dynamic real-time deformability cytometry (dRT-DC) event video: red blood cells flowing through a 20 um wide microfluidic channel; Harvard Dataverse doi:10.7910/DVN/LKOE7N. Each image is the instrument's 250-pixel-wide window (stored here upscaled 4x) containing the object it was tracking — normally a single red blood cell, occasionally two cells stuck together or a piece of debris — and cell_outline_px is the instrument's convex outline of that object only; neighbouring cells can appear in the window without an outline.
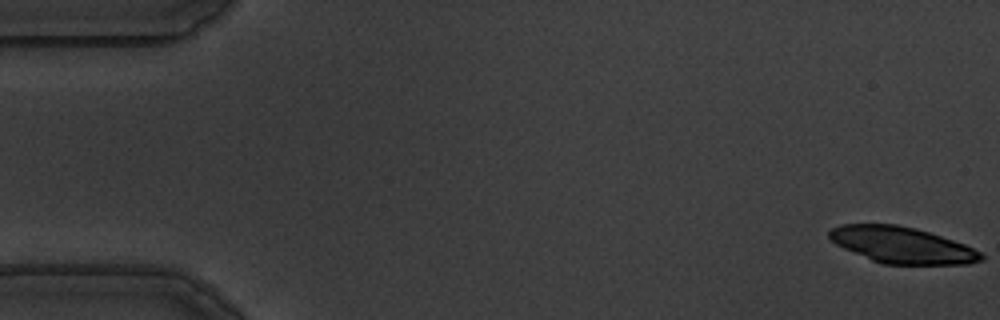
{"species": "common noctule bat (a hibernating species)", "species_latin": "Nyctalus noctula", "temperature_condition": "warm", "stored_images_in_passage": 16, "camera_frame_rate_fps": 3000, "um_per_image_px": 0.085, "animal": {"sex": "male", "body_mass_g": 19.5, "forearm_length_mm": 54.6}, "frame": {"image": 1, "passage_image": 1, "time_ms": 0.0, "image_size_px": [1000, 320], "cell_outline_px": [[984, 260], [968, 264], [884, 264], [872, 260], [844, 248], [836, 244], [828, 236], [828, 232], [832, 228], [840, 224], [896, 224], [916, 228], [964, 244], [980, 252], [984, 256]], "centroid_in_image_um": [76.66, 20.83], "position_along_channel_um": 8.3, "area_um2": 31.85}}